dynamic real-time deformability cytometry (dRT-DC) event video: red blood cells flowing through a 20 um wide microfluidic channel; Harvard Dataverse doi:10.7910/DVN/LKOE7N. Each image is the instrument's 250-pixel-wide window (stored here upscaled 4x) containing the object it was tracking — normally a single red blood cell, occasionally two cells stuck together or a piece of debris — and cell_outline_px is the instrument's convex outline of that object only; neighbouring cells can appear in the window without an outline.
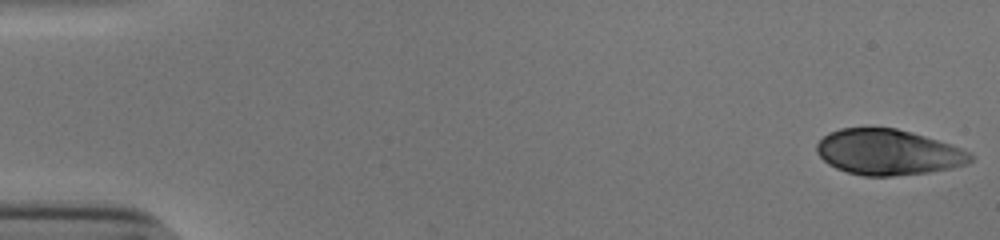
{"species": "human", "species_latin": "Homo sapiens", "temperature_condition": "cold", "stored_images_in_passage": 53, "camera_frame_rate_fps": 3000, "um_per_image_px": 0.085, "donor": {"sex": "male"}, "frame": {"image": 1, "passage_image": 1, "time_ms": 0.0, "image_size_px": [1000, 240], "cell_outline_px": [[976, 156], [968, 164], [952, 168], [928, 172], [892, 176], [864, 176], [848, 172], [836, 168], [828, 164], [816, 152], [816, 144], [828, 132], [840, 128], [896, 128], [912, 132], [952, 144], [972, 152]], "centroid_in_image_um": [75.53, 12.93], "position_along_channel_um": 9.5, "area_um2": 41.15}}
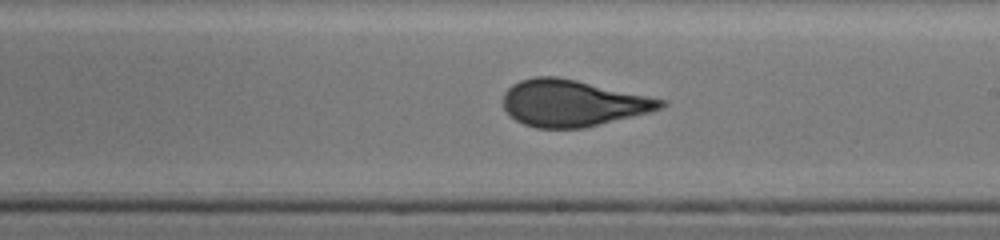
{"frame": {"image": 2, "passage_image": 31, "time_ms": 10.0, "image_size_px": [1000, 240], "cell_outline_px": [[668, 104], [660, 108], [648, 112], [584, 128], [536, 128], [524, 124], [516, 120], [504, 108], [504, 92], [512, 84], [520, 80], [536, 76], [556, 76], [576, 80], [668, 100]], "centroid_in_image_um": [48.67, 8.76], "position_along_channel_um": 240.3, "area_um2": 42.48}}
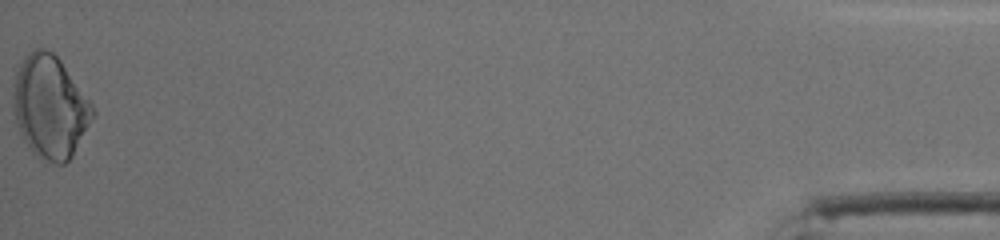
{"frame": {"image": 3, "passage_image": 53, "time_ms": 17.333, "image_size_px": [1000, 240], "cell_outline_px": [[96, 116], [72, 156], [64, 164], [44, 164], [32, 152], [24, 140], [20, 132], [12, 108], [12, 76], [16, 68], [28, 52], [36, 48], [44, 48], [52, 52], [60, 60], [92, 104], [96, 112]], "centroid_in_image_um": [4.23, 9.11], "position_along_channel_um": 431.0, "area_um2": 48.38}, "authors_computed_cell_mechanics": {"area_um2": 42.2518, "velocity_mm_per_s": 3.8531, "shape_relaxation_time_tau1_ms": 7.0866, "shape_relaxation_time_tau2_ms": null, "deformation_change_tau1": 0.182, "deformation_change_tau2": null}}